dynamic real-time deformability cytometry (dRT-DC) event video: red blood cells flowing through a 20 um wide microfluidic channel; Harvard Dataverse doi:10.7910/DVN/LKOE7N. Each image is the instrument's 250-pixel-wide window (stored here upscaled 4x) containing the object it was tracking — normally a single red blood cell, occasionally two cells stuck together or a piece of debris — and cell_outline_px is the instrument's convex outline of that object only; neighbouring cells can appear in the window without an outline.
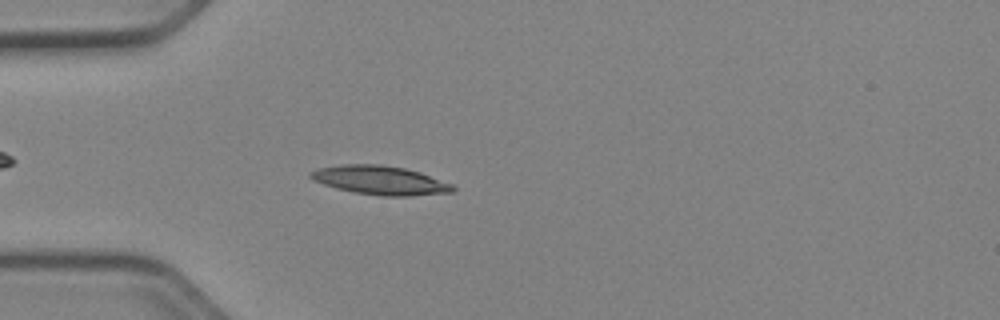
{"species": "Egyptian fruit bat (a non-hibernating species)", "species_latin": "Rousettus aegyptiacus", "temperature_condition": "cold", "stored_images_in_passage": 44, "camera_frame_rate_fps": 3000, "um_per_image_px": 0.085, "animal": {"sex": "female"}, "frame": {"image": 1, "passage_image": 7, "time_ms": 2.0, "image_size_px": [1000, 320], "cell_outline_px": [[456, 188], [452, 192], [408, 196], [384, 196], [356, 192], [336, 188], [312, 180], [308, 176], [308, 172], [320, 168], [340, 164], [380, 164], [404, 168], [420, 172], [452, 184]], "centroid_in_image_um": [32.29, 15.31], "position_along_channel_um": 52.7, "area_um2": 23.81}}
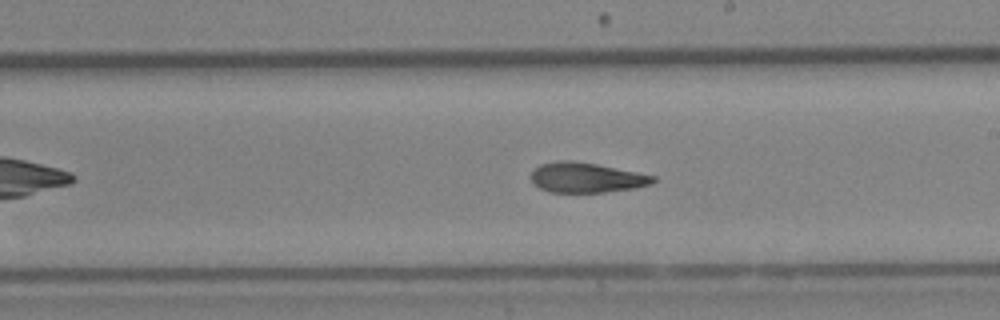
{"frame": {"image": 2, "passage_image": 22, "time_ms": 7.0, "image_size_px": [1000, 320], "cell_outline_px": [[656, 180], [652, 184], [636, 188], [604, 192], [548, 192], [540, 188], [532, 180], [532, 172], [540, 164], [560, 160], [572, 160], [596, 164], [656, 176]], "centroid_in_image_um": [49.87, 15.1], "position_along_channel_um": 239.1, "area_um2": 21.21}}
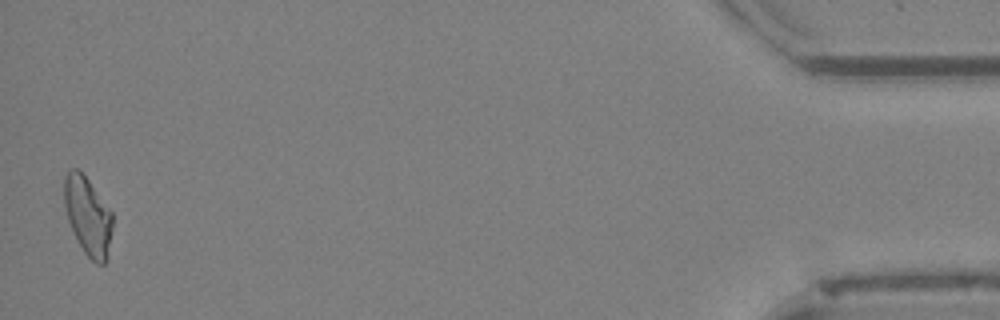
{"frame": {"image": 3, "passage_image": 43, "time_ms": 14.0, "image_size_px": [1000, 320], "cell_outline_px": [[112, 228], [108, 260], [104, 264], [96, 264], [84, 252], [68, 220], [64, 204], [64, 176], [72, 168], [76, 168], [88, 180], [112, 212]], "centroid_in_image_um": [7.48, 18.39], "position_along_channel_um": 427.7, "area_um2": 21.79}, "authors_computed_cell_mechanics": {"area_um2": 21.964, "velocity_mm_per_s": 3.9576, "shape_relaxation_time_tau1_ms": 9.9728, "shape_relaxation_time_tau2_ms": 3.6863, "deformation_change_tau1": 0.2259, "deformation_change_tau2": 0.1208}}